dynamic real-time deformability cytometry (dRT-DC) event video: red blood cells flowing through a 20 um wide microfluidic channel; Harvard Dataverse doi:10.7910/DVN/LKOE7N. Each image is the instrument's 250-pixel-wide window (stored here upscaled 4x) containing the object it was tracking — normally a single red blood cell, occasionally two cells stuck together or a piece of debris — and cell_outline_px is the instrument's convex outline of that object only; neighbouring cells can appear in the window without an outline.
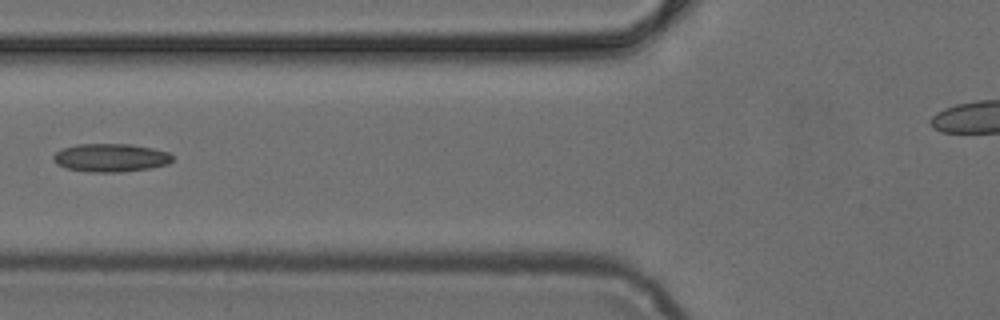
{"species": "common noctule bat (a hibernating species)", "species_latin": "Nyctalus noctula", "temperature_condition": "cold", "stored_images_in_passage": 6, "camera_frame_rate_fps": 3000, "um_per_image_px": 0.085, "animal": {"sex": "female", "body_mass_g": 24.6, "forearm_length_mm": 56.2}, "frame": {"image": 1, "passage_image": 6, "time_ms": 1.667, "image_size_px": [1000, 320], "cell_outline_px": [[172, 160], [168, 164], [152, 168], [124, 172], [88, 172], [64, 168], [56, 164], [52, 160], [52, 156], [56, 152], [64, 148], [76, 144], [128, 144], [152, 148], [168, 152], [172, 156]], "centroid_in_image_um": [9.38, 13.42], "position_along_channel_um": 116.4, "area_um2": 19.77}}